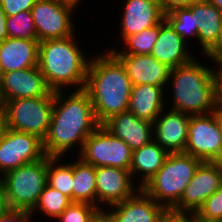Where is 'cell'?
Segmentation results:
<instances>
[{
	"label": "cell",
	"instance_id": "obj_34",
	"mask_svg": "<svg viewBox=\"0 0 222 222\" xmlns=\"http://www.w3.org/2000/svg\"><path fill=\"white\" fill-rule=\"evenodd\" d=\"M212 113L216 118H222V68L215 77Z\"/></svg>",
	"mask_w": 222,
	"mask_h": 222
},
{
	"label": "cell",
	"instance_id": "obj_26",
	"mask_svg": "<svg viewBox=\"0 0 222 222\" xmlns=\"http://www.w3.org/2000/svg\"><path fill=\"white\" fill-rule=\"evenodd\" d=\"M64 157H49L47 168V184L57 191L65 194L73 202V174L72 161L60 163ZM60 163V164H59Z\"/></svg>",
	"mask_w": 222,
	"mask_h": 222
},
{
	"label": "cell",
	"instance_id": "obj_38",
	"mask_svg": "<svg viewBox=\"0 0 222 222\" xmlns=\"http://www.w3.org/2000/svg\"><path fill=\"white\" fill-rule=\"evenodd\" d=\"M214 65L222 68V26L216 45L205 55ZM216 63V64H215Z\"/></svg>",
	"mask_w": 222,
	"mask_h": 222
},
{
	"label": "cell",
	"instance_id": "obj_33",
	"mask_svg": "<svg viewBox=\"0 0 222 222\" xmlns=\"http://www.w3.org/2000/svg\"><path fill=\"white\" fill-rule=\"evenodd\" d=\"M36 0H0V6L6 16L16 15L21 11H31Z\"/></svg>",
	"mask_w": 222,
	"mask_h": 222
},
{
	"label": "cell",
	"instance_id": "obj_9",
	"mask_svg": "<svg viewBox=\"0 0 222 222\" xmlns=\"http://www.w3.org/2000/svg\"><path fill=\"white\" fill-rule=\"evenodd\" d=\"M184 153L202 162H219L222 159L221 130L212 112L190 116Z\"/></svg>",
	"mask_w": 222,
	"mask_h": 222
},
{
	"label": "cell",
	"instance_id": "obj_44",
	"mask_svg": "<svg viewBox=\"0 0 222 222\" xmlns=\"http://www.w3.org/2000/svg\"><path fill=\"white\" fill-rule=\"evenodd\" d=\"M4 128H5L4 114H3V112H0V136H1Z\"/></svg>",
	"mask_w": 222,
	"mask_h": 222
},
{
	"label": "cell",
	"instance_id": "obj_21",
	"mask_svg": "<svg viewBox=\"0 0 222 222\" xmlns=\"http://www.w3.org/2000/svg\"><path fill=\"white\" fill-rule=\"evenodd\" d=\"M39 41L10 38L0 42V66L3 73L38 66Z\"/></svg>",
	"mask_w": 222,
	"mask_h": 222
},
{
	"label": "cell",
	"instance_id": "obj_30",
	"mask_svg": "<svg viewBox=\"0 0 222 222\" xmlns=\"http://www.w3.org/2000/svg\"><path fill=\"white\" fill-rule=\"evenodd\" d=\"M7 31L10 38L38 40L31 11H21L7 16Z\"/></svg>",
	"mask_w": 222,
	"mask_h": 222
},
{
	"label": "cell",
	"instance_id": "obj_36",
	"mask_svg": "<svg viewBox=\"0 0 222 222\" xmlns=\"http://www.w3.org/2000/svg\"><path fill=\"white\" fill-rule=\"evenodd\" d=\"M160 222H198L196 215L192 213H179L167 210L161 217Z\"/></svg>",
	"mask_w": 222,
	"mask_h": 222
},
{
	"label": "cell",
	"instance_id": "obj_12",
	"mask_svg": "<svg viewBox=\"0 0 222 222\" xmlns=\"http://www.w3.org/2000/svg\"><path fill=\"white\" fill-rule=\"evenodd\" d=\"M221 186L222 168L219 162H201L180 201L172 210L196 214L204 201Z\"/></svg>",
	"mask_w": 222,
	"mask_h": 222
},
{
	"label": "cell",
	"instance_id": "obj_47",
	"mask_svg": "<svg viewBox=\"0 0 222 222\" xmlns=\"http://www.w3.org/2000/svg\"><path fill=\"white\" fill-rule=\"evenodd\" d=\"M2 178H3V175L0 173V186L2 185Z\"/></svg>",
	"mask_w": 222,
	"mask_h": 222
},
{
	"label": "cell",
	"instance_id": "obj_19",
	"mask_svg": "<svg viewBox=\"0 0 222 222\" xmlns=\"http://www.w3.org/2000/svg\"><path fill=\"white\" fill-rule=\"evenodd\" d=\"M120 22L121 40L159 24L164 19L158 0H124Z\"/></svg>",
	"mask_w": 222,
	"mask_h": 222
},
{
	"label": "cell",
	"instance_id": "obj_42",
	"mask_svg": "<svg viewBox=\"0 0 222 222\" xmlns=\"http://www.w3.org/2000/svg\"><path fill=\"white\" fill-rule=\"evenodd\" d=\"M55 1L64 5L70 6L73 9H77L76 7L79 6L82 0H55Z\"/></svg>",
	"mask_w": 222,
	"mask_h": 222
},
{
	"label": "cell",
	"instance_id": "obj_43",
	"mask_svg": "<svg viewBox=\"0 0 222 222\" xmlns=\"http://www.w3.org/2000/svg\"><path fill=\"white\" fill-rule=\"evenodd\" d=\"M208 1L222 12V0H208Z\"/></svg>",
	"mask_w": 222,
	"mask_h": 222
},
{
	"label": "cell",
	"instance_id": "obj_28",
	"mask_svg": "<svg viewBox=\"0 0 222 222\" xmlns=\"http://www.w3.org/2000/svg\"><path fill=\"white\" fill-rule=\"evenodd\" d=\"M71 199L65 194L57 191L48 184L45 185L39 200L35 208L30 212L32 217L37 214V211L44 214L47 218L53 219L56 222V218L71 204ZM37 210V211H36Z\"/></svg>",
	"mask_w": 222,
	"mask_h": 222
},
{
	"label": "cell",
	"instance_id": "obj_24",
	"mask_svg": "<svg viewBox=\"0 0 222 222\" xmlns=\"http://www.w3.org/2000/svg\"><path fill=\"white\" fill-rule=\"evenodd\" d=\"M167 155L168 152L154 140L132 151L130 172L138 187L142 188L159 171ZM137 177H141L139 182L135 180Z\"/></svg>",
	"mask_w": 222,
	"mask_h": 222
},
{
	"label": "cell",
	"instance_id": "obj_17",
	"mask_svg": "<svg viewBox=\"0 0 222 222\" xmlns=\"http://www.w3.org/2000/svg\"><path fill=\"white\" fill-rule=\"evenodd\" d=\"M114 137L123 140L132 151L154 139L153 123L129 111L115 114L101 124Z\"/></svg>",
	"mask_w": 222,
	"mask_h": 222
},
{
	"label": "cell",
	"instance_id": "obj_29",
	"mask_svg": "<svg viewBox=\"0 0 222 222\" xmlns=\"http://www.w3.org/2000/svg\"><path fill=\"white\" fill-rule=\"evenodd\" d=\"M164 19L186 42L189 38H196L198 28L195 25L194 14L188 7L175 8L164 14Z\"/></svg>",
	"mask_w": 222,
	"mask_h": 222
},
{
	"label": "cell",
	"instance_id": "obj_27",
	"mask_svg": "<svg viewBox=\"0 0 222 222\" xmlns=\"http://www.w3.org/2000/svg\"><path fill=\"white\" fill-rule=\"evenodd\" d=\"M159 36V24L143 29L137 34H131L125 36L121 41L123 42V47L119 50L114 46L107 51H110L112 54H132V55H141V54H151L153 46ZM127 48V49H126Z\"/></svg>",
	"mask_w": 222,
	"mask_h": 222
},
{
	"label": "cell",
	"instance_id": "obj_49",
	"mask_svg": "<svg viewBox=\"0 0 222 222\" xmlns=\"http://www.w3.org/2000/svg\"><path fill=\"white\" fill-rule=\"evenodd\" d=\"M219 164H220V166H221V168H222V159L219 161Z\"/></svg>",
	"mask_w": 222,
	"mask_h": 222
},
{
	"label": "cell",
	"instance_id": "obj_32",
	"mask_svg": "<svg viewBox=\"0 0 222 222\" xmlns=\"http://www.w3.org/2000/svg\"><path fill=\"white\" fill-rule=\"evenodd\" d=\"M198 222H222V186L196 212Z\"/></svg>",
	"mask_w": 222,
	"mask_h": 222
},
{
	"label": "cell",
	"instance_id": "obj_25",
	"mask_svg": "<svg viewBox=\"0 0 222 222\" xmlns=\"http://www.w3.org/2000/svg\"><path fill=\"white\" fill-rule=\"evenodd\" d=\"M72 161L73 202H85L96 206L95 167L81 158Z\"/></svg>",
	"mask_w": 222,
	"mask_h": 222
},
{
	"label": "cell",
	"instance_id": "obj_46",
	"mask_svg": "<svg viewBox=\"0 0 222 222\" xmlns=\"http://www.w3.org/2000/svg\"><path fill=\"white\" fill-rule=\"evenodd\" d=\"M218 120L220 130H221V135H222V118H216Z\"/></svg>",
	"mask_w": 222,
	"mask_h": 222
},
{
	"label": "cell",
	"instance_id": "obj_5",
	"mask_svg": "<svg viewBox=\"0 0 222 222\" xmlns=\"http://www.w3.org/2000/svg\"><path fill=\"white\" fill-rule=\"evenodd\" d=\"M201 162L184 152L168 153L162 167L141 189L166 210H172Z\"/></svg>",
	"mask_w": 222,
	"mask_h": 222
},
{
	"label": "cell",
	"instance_id": "obj_7",
	"mask_svg": "<svg viewBox=\"0 0 222 222\" xmlns=\"http://www.w3.org/2000/svg\"><path fill=\"white\" fill-rule=\"evenodd\" d=\"M54 106V96L21 98L4 103L5 127L44 139Z\"/></svg>",
	"mask_w": 222,
	"mask_h": 222
},
{
	"label": "cell",
	"instance_id": "obj_10",
	"mask_svg": "<svg viewBox=\"0 0 222 222\" xmlns=\"http://www.w3.org/2000/svg\"><path fill=\"white\" fill-rule=\"evenodd\" d=\"M46 156L43 140L36 135L5 127L0 136V173L36 162Z\"/></svg>",
	"mask_w": 222,
	"mask_h": 222
},
{
	"label": "cell",
	"instance_id": "obj_23",
	"mask_svg": "<svg viewBox=\"0 0 222 222\" xmlns=\"http://www.w3.org/2000/svg\"><path fill=\"white\" fill-rule=\"evenodd\" d=\"M188 8L194 14L198 28L197 41L202 47L200 54L205 56L216 45L222 26V12L208 0Z\"/></svg>",
	"mask_w": 222,
	"mask_h": 222
},
{
	"label": "cell",
	"instance_id": "obj_22",
	"mask_svg": "<svg viewBox=\"0 0 222 222\" xmlns=\"http://www.w3.org/2000/svg\"><path fill=\"white\" fill-rule=\"evenodd\" d=\"M165 91L163 87L146 83L132 86L127 111L153 123L165 106L167 107L168 96L165 97Z\"/></svg>",
	"mask_w": 222,
	"mask_h": 222
},
{
	"label": "cell",
	"instance_id": "obj_37",
	"mask_svg": "<svg viewBox=\"0 0 222 222\" xmlns=\"http://www.w3.org/2000/svg\"><path fill=\"white\" fill-rule=\"evenodd\" d=\"M162 12L168 13L175 8L189 7L192 4L201 3L206 0H158Z\"/></svg>",
	"mask_w": 222,
	"mask_h": 222
},
{
	"label": "cell",
	"instance_id": "obj_14",
	"mask_svg": "<svg viewBox=\"0 0 222 222\" xmlns=\"http://www.w3.org/2000/svg\"><path fill=\"white\" fill-rule=\"evenodd\" d=\"M0 90L4 103L21 98L54 96L38 66L3 73Z\"/></svg>",
	"mask_w": 222,
	"mask_h": 222
},
{
	"label": "cell",
	"instance_id": "obj_31",
	"mask_svg": "<svg viewBox=\"0 0 222 222\" xmlns=\"http://www.w3.org/2000/svg\"><path fill=\"white\" fill-rule=\"evenodd\" d=\"M99 210L97 206L90 203L71 202L56 219L59 222H91Z\"/></svg>",
	"mask_w": 222,
	"mask_h": 222
},
{
	"label": "cell",
	"instance_id": "obj_6",
	"mask_svg": "<svg viewBox=\"0 0 222 222\" xmlns=\"http://www.w3.org/2000/svg\"><path fill=\"white\" fill-rule=\"evenodd\" d=\"M48 156L3 175L2 186L9 208L31 212L47 184Z\"/></svg>",
	"mask_w": 222,
	"mask_h": 222
},
{
	"label": "cell",
	"instance_id": "obj_39",
	"mask_svg": "<svg viewBox=\"0 0 222 222\" xmlns=\"http://www.w3.org/2000/svg\"><path fill=\"white\" fill-rule=\"evenodd\" d=\"M6 22L7 16L0 6V42L8 38Z\"/></svg>",
	"mask_w": 222,
	"mask_h": 222
},
{
	"label": "cell",
	"instance_id": "obj_4",
	"mask_svg": "<svg viewBox=\"0 0 222 222\" xmlns=\"http://www.w3.org/2000/svg\"><path fill=\"white\" fill-rule=\"evenodd\" d=\"M196 58L172 68L168 80L171 85L167 84L173 89H170L172 103L167 108L190 116L212 112L215 77L221 68L215 65L212 69Z\"/></svg>",
	"mask_w": 222,
	"mask_h": 222
},
{
	"label": "cell",
	"instance_id": "obj_3",
	"mask_svg": "<svg viewBox=\"0 0 222 222\" xmlns=\"http://www.w3.org/2000/svg\"><path fill=\"white\" fill-rule=\"evenodd\" d=\"M81 48L75 35L39 42L38 67L53 91L85 89L90 57Z\"/></svg>",
	"mask_w": 222,
	"mask_h": 222
},
{
	"label": "cell",
	"instance_id": "obj_15",
	"mask_svg": "<svg viewBox=\"0 0 222 222\" xmlns=\"http://www.w3.org/2000/svg\"><path fill=\"white\" fill-rule=\"evenodd\" d=\"M189 122L190 115L166 107L153 122V140L168 153L184 152Z\"/></svg>",
	"mask_w": 222,
	"mask_h": 222
},
{
	"label": "cell",
	"instance_id": "obj_18",
	"mask_svg": "<svg viewBox=\"0 0 222 222\" xmlns=\"http://www.w3.org/2000/svg\"><path fill=\"white\" fill-rule=\"evenodd\" d=\"M108 208L115 222H160L167 211L141 188L132 197Z\"/></svg>",
	"mask_w": 222,
	"mask_h": 222
},
{
	"label": "cell",
	"instance_id": "obj_8",
	"mask_svg": "<svg viewBox=\"0 0 222 222\" xmlns=\"http://www.w3.org/2000/svg\"><path fill=\"white\" fill-rule=\"evenodd\" d=\"M79 158L94 167L106 166L130 170L132 150L121 139L99 125L84 141Z\"/></svg>",
	"mask_w": 222,
	"mask_h": 222
},
{
	"label": "cell",
	"instance_id": "obj_11",
	"mask_svg": "<svg viewBox=\"0 0 222 222\" xmlns=\"http://www.w3.org/2000/svg\"><path fill=\"white\" fill-rule=\"evenodd\" d=\"M73 9L55 0H36L31 9L39 42L75 35Z\"/></svg>",
	"mask_w": 222,
	"mask_h": 222
},
{
	"label": "cell",
	"instance_id": "obj_13",
	"mask_svg": "<svg viewBox=\"0 0 222 222\" xmlns=\"http://www.w3.org/2000/svg\"><path fill=\"white\" fill-rule=\"evenodd\" d=\"M95 175L96 206L100 210L105 209L104 205L108 208L132 197L140 189L137 184L133 183L130 170L100 166L95 167Z\"/></svg>",
	"mask_w": 222,
	"mask_h": 222
},
{
	"label": "cell",
	"instance_id": "obj_45",
	"mask_svg": "<svg viewBox=\"0 0 222 222\" xmlns=\"http://www.w3.org/2000/svg\"><path fill=\"white\" fill-rule=\"evenodd\" d=\"M3 108H4V101H3L1 90H0V112H3Z\"/></svg>",
	"mask_w": 222,
	"mask_h": 222
},
{
	"label": "cell",
	"instance_id": "obj_41",
	"mask_svg": "<svg viewBox=\"0 0 222 222\" xmlns=\"http://www.w3.org/2000/svg\"><path fill=\"white\" fill-rule=\"evenodd\" d=\"M9 209L6 194L4 193L3 186H0V215H2L5 211Z\"/></svg>",
	"mask_w": 222,
	"mask_h": 222
},
{
	"label": "cell",
	"instance_id": "obj_48",
	"mask_svg": "<svg viewBox=\"0 0 222 222\" xmlns=\"http://www.w3.org/2000/svg\"><path fill=\"white\" fill-rule=\"evenodd\" d=\"M2 74H3V72H2V69H1V66H0V80H1Z\"/></svg>",
	"mask_w": 222,
	"mask_h": 222
},
{
	"label": "cell",
	"instance_id": "obj_40",
	"mask_svg": "<svg viewBox=\"0 0 222 222\" xmlns=\"http://www.w3.org/2000/svg\"><path fill=\"white\" fill-rule=\"evenodd\" d=\"M91 222H115V220L107 212V210L102 209L97 212V214L92 218Z\"/></svg>",
	"mask_w": 222,
	"mask_h": 222
},
{
	"label": "cell",
	"instance_id": "obj_20",
	"mask_svg": "<svg viewBox=\"0 0 222 222\" xmlns=\"http://www.w3.org/2000/svg\"><path fill=\"white\" fill-rule=\"evenodd\" d=\"M183 38L163 19L159 23V36L153 46L151 56L159 62L168 65L170 68L186 64L195 57L193 52H189Z\"/></svg>",
	"mask_w": 222,
	"mask_h": 222
},
{
	"label": "cell",
	"instance_id": "obj_1",
	"mask_svg": "<svg viewBox=\"0 0 222 222\" xmlns=\"http://www.w3.org/2000/svg\"><path fill=\"white\" fill-rule=\"evenodd\" d=\"M72 91L68 96L64 93L68 90L54 91L51 122L43 139L46 156L64 157L78 146L80 153L84 141L100 125L95 118L89 93L85 89Z\"/></svg>",
	"mask_w": 222,
	"mask_h": 222
},
{
	"label": "cell",
	"instance_id": "obj_16",
	"mask_svg": "<svg viewBox=\"0 0 222 222\" xmlns=\"http://www.w3.org/2000/svg\"><path fill=\"white\" fill-rule=\"evenodd\" d=\"M123 65L131 80L132 86L150 84L163 87L166 93L171 69L168 65L159 62L150 54H113Z\"/></svg>",
	"mask_w": 222,
	"mask_h": 222
},
{
	"label": "cell",
	"instance_id": "obj_35",
	"mask_svg": "<svg viewBox=\"0 0 222 222\" xmlns=\"http://www.w3.org/2000/svg\"><path fill=\"white\" fill-rule=\"evenodd\" d=\"M32 214L26 210L9 208L0 215V222H31Z\"/></svg>",
	"mask_w": 222,
	"mask_h": 222
},
{
	"label": "cell",
	"instance_id": "obj_2",
	"mask_svg": "<svg viewBox=\"0 0 222 222\" xmlns=\"http://www.w3.org/2000/svg\"><path fill=\"white\" fill-rule=\"evenodd\" d=\"M132 84L121 62L104 51L91 58L87 68L85 90L89 93L97 122L126 112Z\"/></svg>",
	"mask_w": 222,
	"mask_h": 222
}]
</instances>
